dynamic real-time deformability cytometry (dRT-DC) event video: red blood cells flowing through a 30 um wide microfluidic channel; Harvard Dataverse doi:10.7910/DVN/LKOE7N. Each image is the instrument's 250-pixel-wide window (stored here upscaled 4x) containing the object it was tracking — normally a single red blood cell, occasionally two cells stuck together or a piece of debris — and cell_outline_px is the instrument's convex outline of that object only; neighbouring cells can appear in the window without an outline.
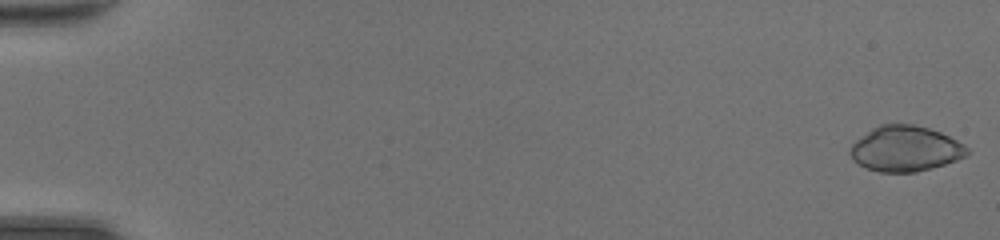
{"species": "common noctule bat (a hibernating species)", "species_latin": "Nyctalus noctula", "temperature_condition": "room temperature", "stored_images_in_passage": 48, "camera_frame_rate_fps": 3000, "um_per_image_px": 0.085, "animal": {"sex": "female", "body_mass_g": 20.0, "forearm_length_mm": 54.0}, "frame": {"image": 1, "passage_image": 1, "time_ms": 0.0, "image_size_px": [1000, 240], "cell_outline_px": [[968, 152], [964, 156], [956, 160], [944, 164], [916, 172], [880, 172], [868, 168], [852, 160], [848, 152], [852, 144], [856, 140], [872, 128], [880, 124], [912, 124], [928, 128], [940, 132], [964, 144], [968, 148]], "centroid_in_image_um": [76.93, 12.63], "position_along_channel_um": 8.1, "area_um2": 30.75}}
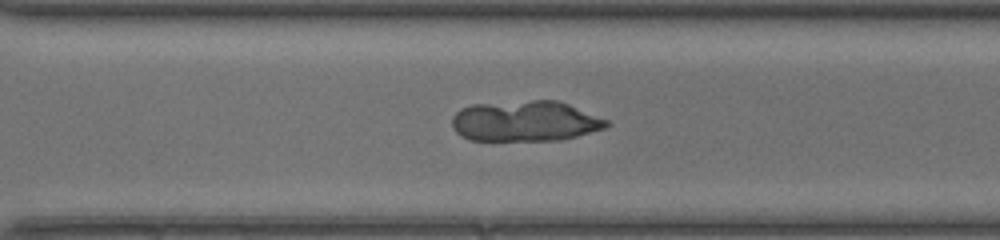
{"frame": {"image": 2, "passage_image": 35, "time_ms": 11.333, "image_size_px": [1000, 240], "cell_outline_px": [[612, 124], [604, 128], [576, 136], [560, 140], [468, 140], [460, 136], [452, 128], [452, 116], [460, 108], [472, 104], [532, 100], [556, 100], [568, 104], [608, 120]], "centroid_in_image_um": [44.6, 10.29], "position_along_channel_um": 326.0, "area_um2": 36.65}}
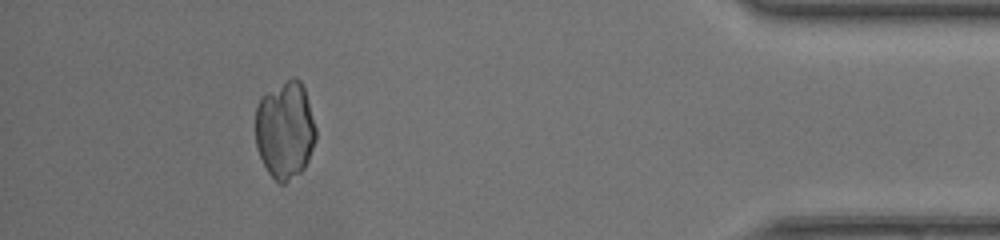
{"frame": {"image": 3, "passage_image": 44, "time_ms": 14.333, "image_size_px": [1000, 240], "cell_outline_px": [[316, 140], [308, 160], [304, 168], [300, 172], [284, 184], [280, 184], [268, 172], [256, 148], [256, 108], [260, 96], [292, 76], [296, 76], [300, 80], [304, 88], [316, 128]], "centroid_in_image_um": [24.22, 11.03], "position_along_channel_um": 411.0, "area_um2": 34.45}}